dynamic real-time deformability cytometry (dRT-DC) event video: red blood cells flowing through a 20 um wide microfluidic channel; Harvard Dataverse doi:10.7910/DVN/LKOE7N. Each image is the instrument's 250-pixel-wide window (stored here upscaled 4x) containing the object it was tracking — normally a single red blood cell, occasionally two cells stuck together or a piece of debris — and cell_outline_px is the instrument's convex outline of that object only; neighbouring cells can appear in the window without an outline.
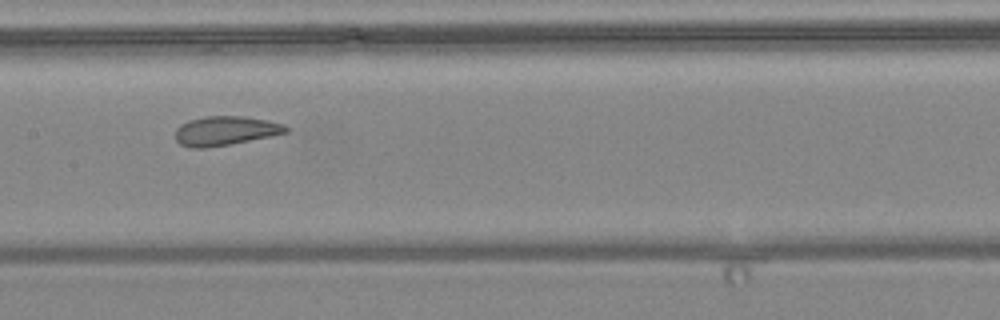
{"species": "common noctule bat (a hibernating species)", "species_latin": "Nyctalus noctula", "temperature_condition": "warm", "stored_images_in_passage": 9, "camera_frame_rate_fps": 3000, "um_per_image_px": 0.085, "animal": {"sex": "female", "body_mass_g": 24.6, "forearm_length_mm": 56.2}, "frame": {"image": 1, "passage_image": 8, "time_ms": 9.0, "image_size_px": [1000, 320], "cell_outline_px": [[288, 132], [228, 144], [204, 148], [188, 148], [180, 144], [176, 140], [176, 128], [180, 124], [188, 120], [204, 116], [244, 116], [268, 120], [284, 124], [288, 128]], "centroid_in_image_um": [19.11, 11.1], "position_along_channel_um": 188.3, "area_um2": 18.73}}
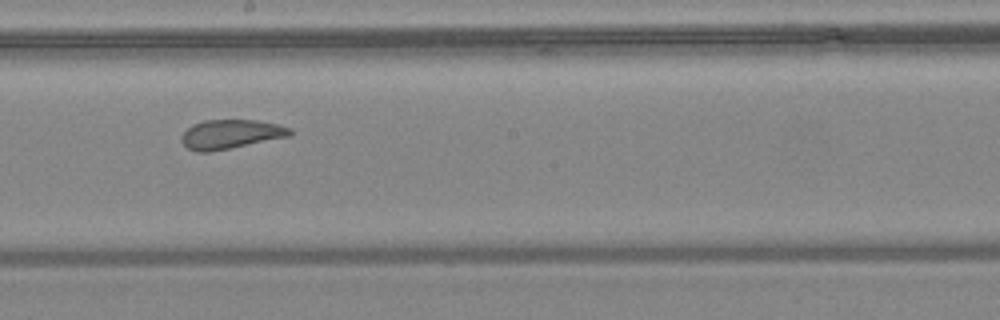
{"frame": {"image": 2, "passage_image": 9, "time_ms": 10.0, "image_size_px": [1000, 320], "cell_outline_px": [[292, 132], [288, 136], [208, 152], [196, 152], [188, 148], [180, 140], [180, 136], [192, 124], [204, 120], [256, 120], [276, 124], [292, 128]], "centroid_in_image_um": [19.55, 11.39], "position_along_channel_um": 228.6, "area_um2": 18.15}}